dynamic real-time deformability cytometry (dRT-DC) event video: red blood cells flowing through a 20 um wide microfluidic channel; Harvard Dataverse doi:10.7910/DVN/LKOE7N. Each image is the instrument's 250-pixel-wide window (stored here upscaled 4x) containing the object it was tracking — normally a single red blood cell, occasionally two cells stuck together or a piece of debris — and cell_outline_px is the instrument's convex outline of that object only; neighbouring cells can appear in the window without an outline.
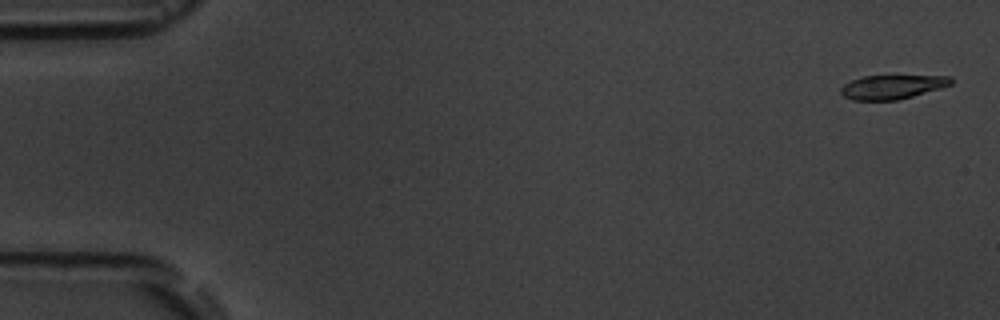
{"species": "common noctule bat (a hibernating species)", "species_latin": "Nyctalus noctula", "temperature_condition": "room temperature", "stored_images_in_passage": 8, "camera_frame_rate_fps": 3000, "um_per_image_px": 0.085, "animal": {"sex": "male", "body_mass_g": 19.5, "forearm_length_mm": 54.6}, "frame": {"image": 1, "passage_image": 1, "time_ms": 0.0, "image_size_px": [1000, 320], "cell_outline_px": [[952, 84], [940, 88], [912, 96], [896, 100], [852, 100], [844, 96], [840, 92], [840, 88], [844, 84], [852, 80], [864, 76], [952, 76]], "centroid_in_image_um": [75.82, 7.39], "position_along_channel_um": 9.2, "area_um2": 15.26}}
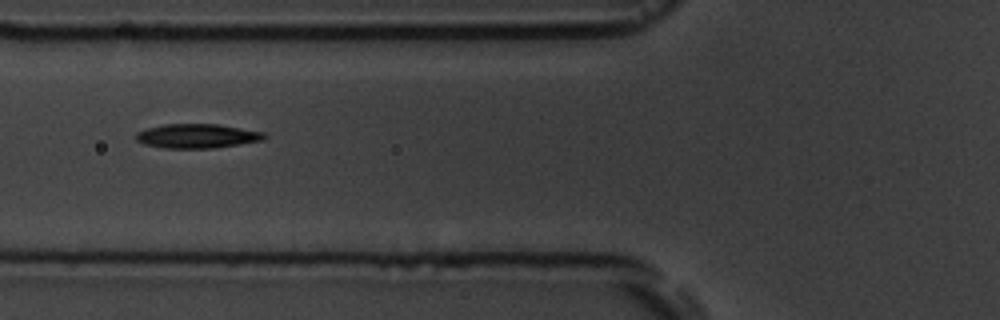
{"frame": {"image": 2, "passage_image": 6, "time_ms": 6.667, "image_size_px": [1000, 320], "cell_outline_px": [[268, 136], [264, 140], [212, 148], [164, 148], [144, 144], [136, 140], [136, 132], [148, 128], [164, 124], [216, 124], [264, 132]], "centroid_in_image_um": [16.75, 11.56], "position_along_channel_um": 109.0, "area_um2": 18.03}}
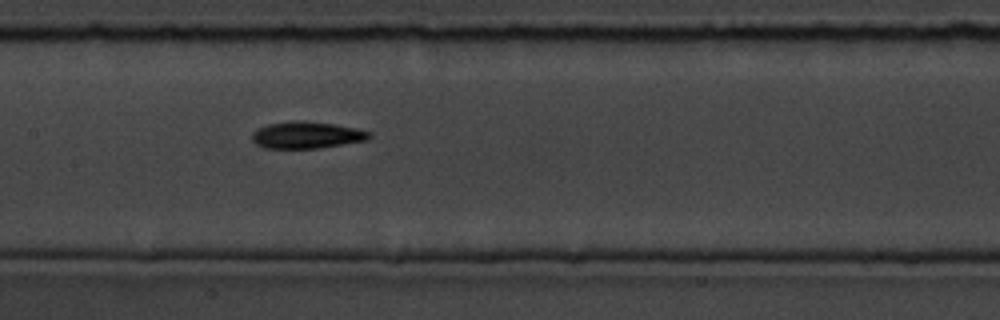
{"frame": {"image": 3, "passage_image": 8, "time_ms": 8.667, "image_size_px": [1000, 320], "cell_outline_px": [[372, 136], [368, 140], [316, 148], [264, 148], [256, 144], [252, 140], [252, 132], [256, 128], [268, 124], [300, 120], [332, 124], [356, 128], [372, 132]], "centroid_in_image_um": [26.06, 11.48], "position_along_channel_um": 181.3, "area_um2": 18.26}}